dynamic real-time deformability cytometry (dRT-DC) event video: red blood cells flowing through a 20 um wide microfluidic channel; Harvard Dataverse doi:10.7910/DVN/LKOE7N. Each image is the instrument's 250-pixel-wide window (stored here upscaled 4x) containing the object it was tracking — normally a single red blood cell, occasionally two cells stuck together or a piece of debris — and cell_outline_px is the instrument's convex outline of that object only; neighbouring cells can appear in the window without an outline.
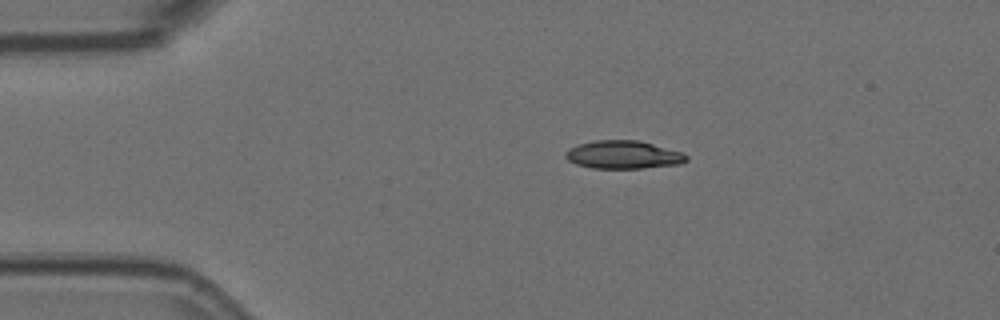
{"species": "Egyptian fruit bat (a non-hibernating species)", "species_latin": "Rousettus aegyptiacus", "temperature_condition": "room temperature", "stored_images_in_passage": 6, "camera_frame_rate_fps": 3000, "um_per_image_px": 0.085, "animal": {"sex": "female"}, "frame": {"image": 1, "passage_image": 1, "time_ms": 0.0, "image_size_px": [1000, 320], "cell_outline_px": [[688, 160], [680, 164], [644, 168], [592, 168], [576, 164], [568, 160], [564, 156], [564, 152], [568, 148], [576, 144], [592, 140], [636, 140], [652, 144], [680, 152], [688, 156]], "centroid_in_image_um": [52.91, 13.15], "position_along_channel_um": 32.1, "area_um2": 19.83}}
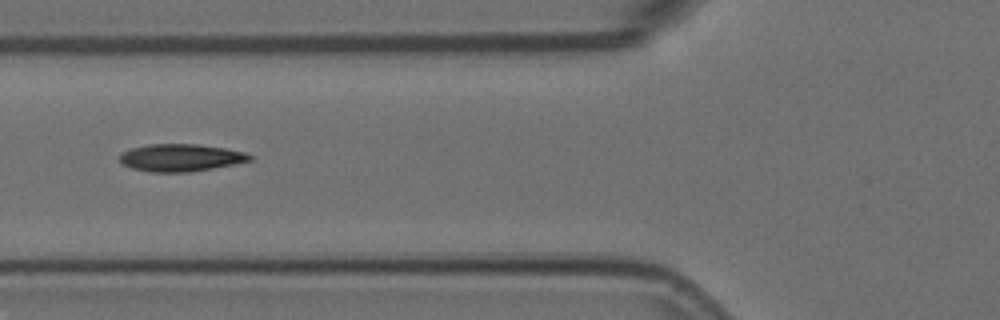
{"frame": {"image": 2, "passage_image": 4, "time_ms": 1.0, "image_size_px": [1000, 320], "cell_outline_px": [[252, 160], [212, 168], [188, 172], [148, 172], [132, 168], [124, 164], [120, 160], [120, 156], [124, 152], [132, 148], [148, 144], [200, 144], [224, 148], [244, 152], [252, 156]], "centroid_in_image_um": [15.36, 13.4], "position_along_channel_um": 110.4, "area_um2": 20.52}}
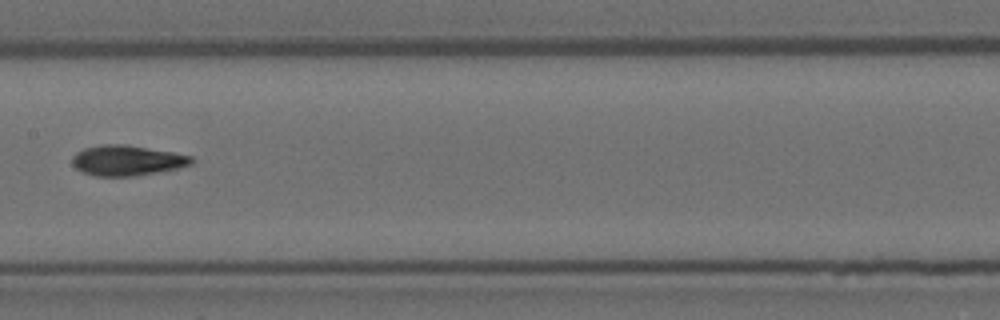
{"frame": {"image": 3, "passage_image": 6, "time_ms": 1.667, "image_size_px": [1000, 320], "cell_outline_px": [[196, 160], [192, 164], [180, 168], [136, 176], [96, 176], [84, 172], [76, 168], [72, 164], [72, 156], [76, 152], [84, 148], [104, 144], [124, 144], [172, 152], [192, 156]], "centroid_in_image_um": [10.82, 13.64], "position_along_channel_um": 196.6, "area_um2": 21.15}}